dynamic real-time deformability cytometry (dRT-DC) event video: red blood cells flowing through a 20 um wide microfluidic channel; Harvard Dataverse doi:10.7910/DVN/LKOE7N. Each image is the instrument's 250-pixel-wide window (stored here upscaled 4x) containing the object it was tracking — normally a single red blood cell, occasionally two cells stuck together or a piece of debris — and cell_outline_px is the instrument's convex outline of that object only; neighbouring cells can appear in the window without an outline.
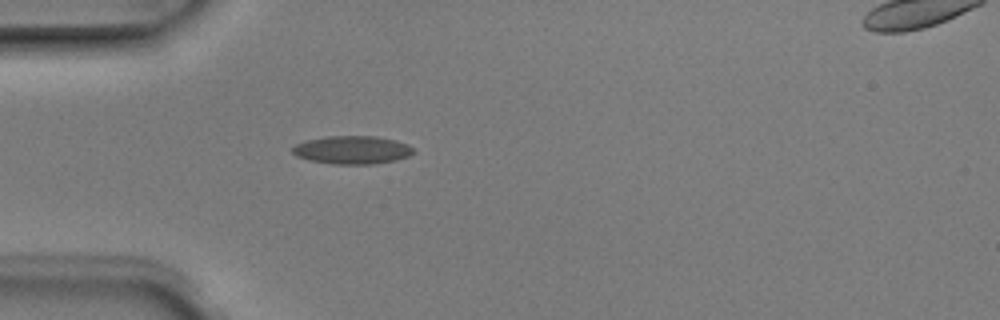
{"species": "Egyptian fruit bat (a non-hibernating species)", "species_latin": "Rousettus aegyptiacus", "temperature_condition": "room temperature", "stored_images_in_passage": 3, "camera_frame_rate_fps": 3000, "um_per_image_px": 0.085, "animal": {"sex": "male"}, "frame": {"image": 1, "passage_image": 3, "time_ms": 0.667, "image_size_px": [1000, 320], "cell_outline_px": [[416, 152], [408, 156], [396, 160], [376, 164], [332, 164], [308, 160], [296, 156], [292, 152], [292, 148], [296, 144], [308, 140], [328, 136], [376, 136], [396, 140], [408, 144]], "centroid_in_image_um": [29.96, 12.75], "position_along_channel_um": 55.0, "area_um2": 19.94}}